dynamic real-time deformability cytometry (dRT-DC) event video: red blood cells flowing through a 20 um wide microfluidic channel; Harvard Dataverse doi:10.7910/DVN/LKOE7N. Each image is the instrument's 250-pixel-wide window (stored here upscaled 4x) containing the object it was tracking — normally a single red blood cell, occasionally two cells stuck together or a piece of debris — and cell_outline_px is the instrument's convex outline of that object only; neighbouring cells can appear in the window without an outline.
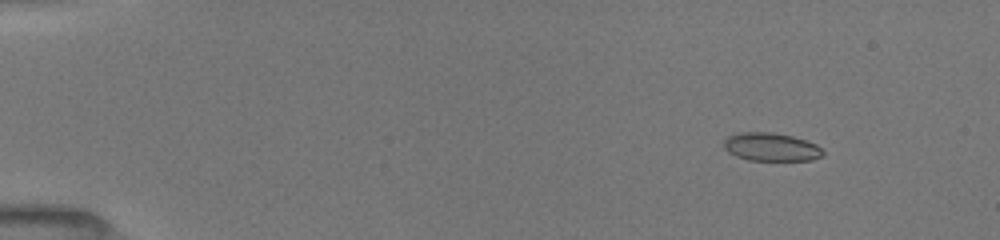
{"species": "common noctule bat (a hibernating species)", "species_latin": "Nyctalus noctula", "temperature_condition": "room temperature", "stored_images_in_passage": 53, "camera_frame_rate_fps": 3000, "um_per_image_px": 0.085, "animal": {"sex": "female", "body_mass_g": 19.5, "forearm_length_mm": 54.1}, "frame": {"image": 1, "passage_image": 7, "time_ms": 2.0, "image_size_px": [1000, 240], "cell_outline_px": [[824, 152], [820, 156], [812, 160], [748, 160], [736, 156], [728, 152], [724, 148], [724, 140], [728, 136], [736, 132], [772, 132], [792, 136], [816, 144]], "centroid_in_image_um": [65.5, 12.48], "position_along_channel_um": 19.5, "area_um2": 16.24}}
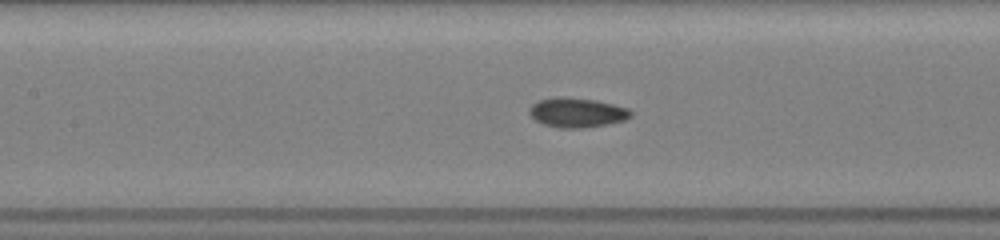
{"frame": {"image": 2, "passage_image": 26, "time_ms": 8.333, "image_size_px": [1000, 240], "cell_outline_px": [[632, 116], [624, 120], [608, 124], [580, 128], [560, 128], [544, 124], [536, 120], [528, 112], [528, 108], [532, 104], [540, 100], [560, 96], [564, 96], [596, 100], [628, 108], [632, 112]], "centroid_in_image_um": [49.04, 9.56], "position_along_channel_um": 158.4, "area_um2": 17.46}}
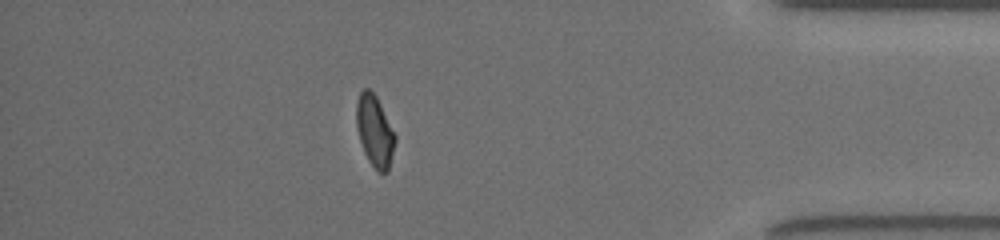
{"frame": {"image": 3, "passage_image": 47, "time_ms": 15.333, "image_size_px": [1000, 240], "cell_outline_px": [[396, 140], [388, 172], [376, 172], [368, 160], [364, 152], [356, 128], [356, 104], [360, 92], [364, 88], [368, 88], [376, 96], [396, 136]], "centroid_in_image_um": [31.84, 11.16], "position_along_channel_um": 403.4, "area_um2": 16.07}, "authors_computed_cell_mechanics": {"area_um2": 16.6464, "velocity_mm_per_s": 3.9855, "shape_relaxation_time_tau1_ms": 8.2872, "shape_relaxation_time_tau2_ms": 2.7361, "deformation_change_tau1": 0.1258, "deformation_change_tau2": 0.0559}}